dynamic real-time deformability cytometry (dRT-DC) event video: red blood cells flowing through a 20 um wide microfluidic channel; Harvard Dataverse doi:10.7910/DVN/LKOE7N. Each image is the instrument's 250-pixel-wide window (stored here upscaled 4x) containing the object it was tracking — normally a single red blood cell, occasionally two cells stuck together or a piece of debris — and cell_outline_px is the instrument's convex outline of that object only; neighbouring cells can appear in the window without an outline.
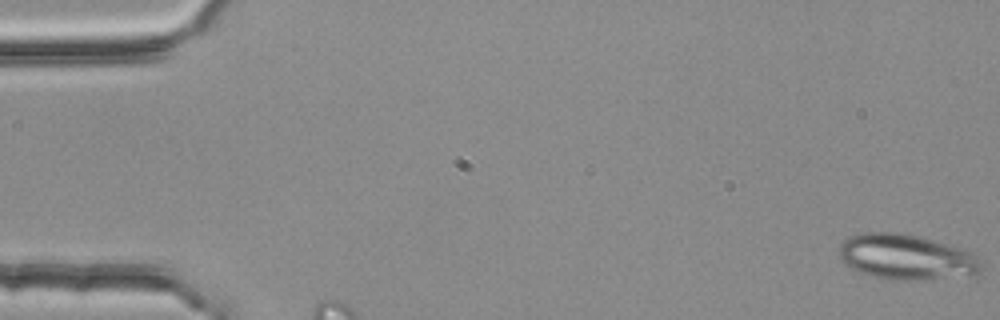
{"species": "common noctule bat (a hibernating species)", "species_latin": "Nyctalus noctula", "temperature_condition": "room temperature", "stored_images_in_passage": 4, "camera_frame_rate_fps": 3000, "um_per_image_px": 0.085, "animal": {"sex": "female", "body_mass_g": 25.1}, "frame": {"image": 1, "passage_image": 1, "time_ms": 0.0, "image_size_px": [1000, 320], "cell_outline_px": [[984, 268], [980, 272], [920, 280], [884, 280], [860, 272], [844, 264], [840, 256], [840, 244], [848, 236], [864, 232], [900, 232], [920, 236], [948, 244], [972, 252], [980, 260]], "centroid_in_image_um": [76.99, 21.83], "position_along_channel_um": 8.0, "area_um2": 37.57}}